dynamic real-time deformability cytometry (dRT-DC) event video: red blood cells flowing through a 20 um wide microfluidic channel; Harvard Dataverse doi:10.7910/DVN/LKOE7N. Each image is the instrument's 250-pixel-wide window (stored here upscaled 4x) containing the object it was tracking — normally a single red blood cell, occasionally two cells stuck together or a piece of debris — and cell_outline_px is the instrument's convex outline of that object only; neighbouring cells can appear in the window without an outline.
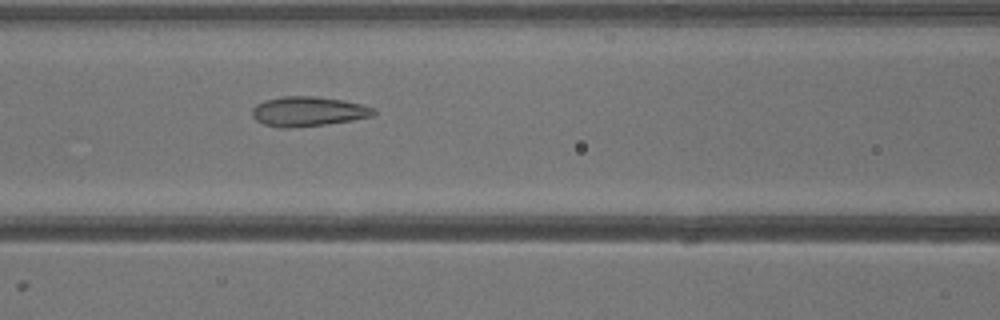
{"species": "common noctule bat (a hibernating species)", "species_latin": "Nyctalus noctula", "temperature_condition": "warm", "stored_images_in_passage": 41, "camera_frame_rate_fps": 3000, "um_per_image_px": 0.085, "animal": {"sex": "male", "body_mass_g": 13.3}, "frame": {"image": 1, "passage_image": 18, "time_ms": 5.667, "image_size_px": [1000, 320], "cell_outline_px": [[376, 112], [372, 116], [352, 120], [324, 124], [288, 128], [276, 128], [264, 124], [256, 120], [252, 116], [252, 108], [256, 104], [264, 100], [284, 96], [316, 96], [344, 100], [376, 108]], "centroid_in_image_um": [26.17, 9.47], "position_along_channel_um": 140.4, "area_um2": 21.1}}
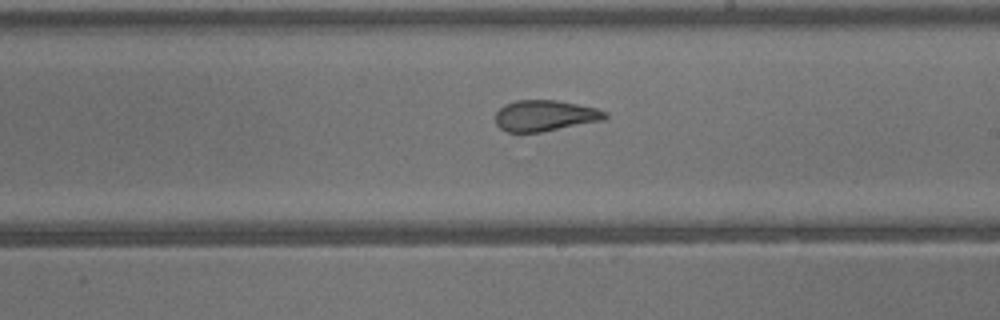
{"frame": {"image": 2, "passage_image": 24, "time_ms": 7.667, "image_size_px": [1000, 320], "cell_outline_px": [[608, 116], [604, 120], [540, 132], [508, 132], [500, 128], [496, 124], [496, 112], [504, 104], [516, 100], [556, 100], [596, 108], [608, 112]], "centroid_in_image_um": [46.32, 9.83], "position_along_channel_um": 242.7, "area_um2": 19.77}}
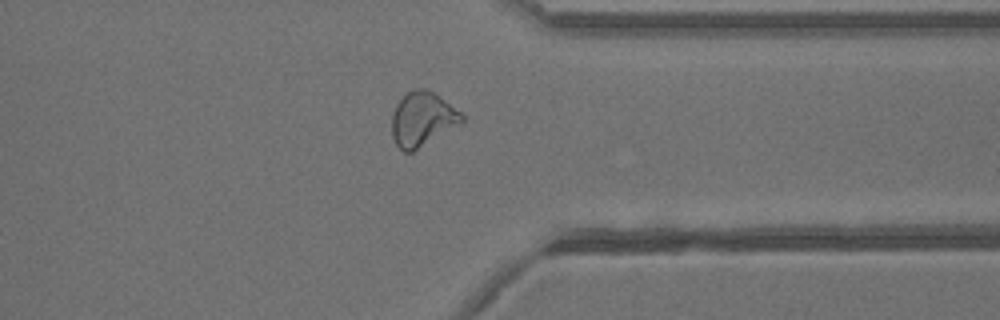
{"frame": {"image": 3, "passage_image": 32, "time_ms": 10.333, "image_size_px": [1000, 320], "cell_outline_px": [[464, 120], [460, 124], [412, 152], [404, 152], [396, 144], [392, 136], [392, 116], [396, 104], [408, 92], [416, 88], [428, 88], [440, 96], [460, 112], [464, 116]], "centroid_in_image_um": [35.9, 10.11], "position_along_channel_um": 375.5, "area_um2": 21.96}}